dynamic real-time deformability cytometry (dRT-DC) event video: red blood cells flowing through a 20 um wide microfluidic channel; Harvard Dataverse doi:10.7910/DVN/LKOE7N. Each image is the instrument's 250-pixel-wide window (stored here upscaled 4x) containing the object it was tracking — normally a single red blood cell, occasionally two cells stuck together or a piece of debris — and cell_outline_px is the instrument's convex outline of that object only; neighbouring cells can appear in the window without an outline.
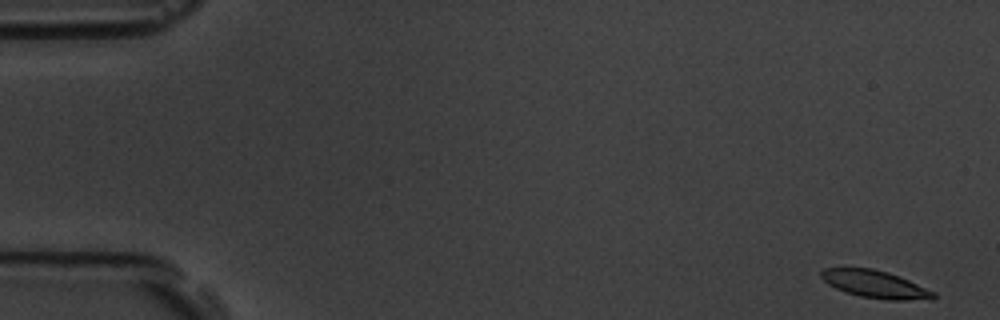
{"species": "common noctule bat (a hibernating species)", "species_latin": "Nyctalus noctula", "temperature_condition": "room temperature", "stored_images_in_passage": 5, "camera_frame_rate_fps": 3000, "um_per_image_px": 0.085, "animal": {"sex": "male", "body_mass_g": 19.5, "forearm_length_mm": 54.6}, "frame": {"image": 1, "passage_image": 1, "time_ms": 0.0, "image_size_px": [1000, 320], "cell_outline_px": [[936, 296], [932, 300], [888, 300], [860, 296], [836, 288], [828, 284], [820, 276], [820, 272], [824, 268], [872, 268], [888, 272], [900, 276], [936, 292]], "centroid_in_image_um": [74.44, 24.16], "position_along_channel_um": 10.6, "area_um2": 18.03}}